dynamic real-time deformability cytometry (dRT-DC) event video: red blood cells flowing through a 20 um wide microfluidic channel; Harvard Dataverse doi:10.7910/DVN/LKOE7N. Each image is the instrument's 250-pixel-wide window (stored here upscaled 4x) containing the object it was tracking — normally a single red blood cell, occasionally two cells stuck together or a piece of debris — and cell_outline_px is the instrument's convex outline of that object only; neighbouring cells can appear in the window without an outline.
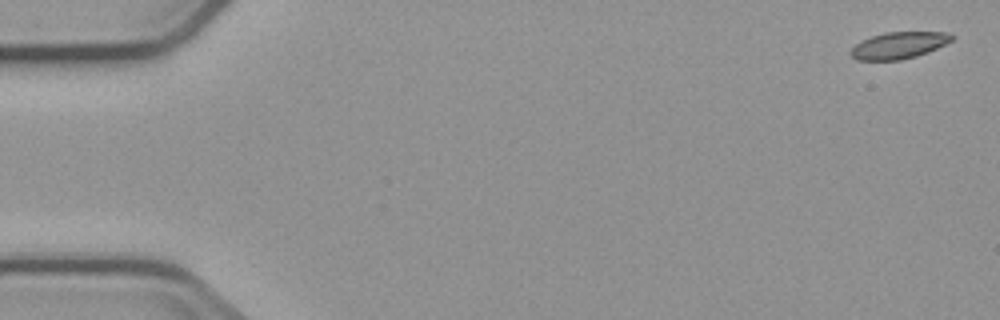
{"species": "common noctule bat (a hibernating species)", "species_latin": "Nyctalus noctula", "temperature_condition": "cold", "stored_images_in_passage": 3, "camera_frame_rate_fps": 3000, "um_per_image_px": 0.085, "animal": {"sex": "male", "body_mass_g": 23.1, "forearm_length_mm": 52.7}, "frame": {"image": 1, "passage_image": 1, "time_ms": 0.0, "image_size_px": [1000, 320], "cell_outline_px": [[956, 36], [952, 40], [928, 52], [916, 56], [900, 60], [856, 60], [848, 52], [860, 40], [884, 32], [944, 32]], "centroid_in_image_um": [76.37, 3.85], "position_along_channel_um": 8.6, "area_um2": 15.72}}